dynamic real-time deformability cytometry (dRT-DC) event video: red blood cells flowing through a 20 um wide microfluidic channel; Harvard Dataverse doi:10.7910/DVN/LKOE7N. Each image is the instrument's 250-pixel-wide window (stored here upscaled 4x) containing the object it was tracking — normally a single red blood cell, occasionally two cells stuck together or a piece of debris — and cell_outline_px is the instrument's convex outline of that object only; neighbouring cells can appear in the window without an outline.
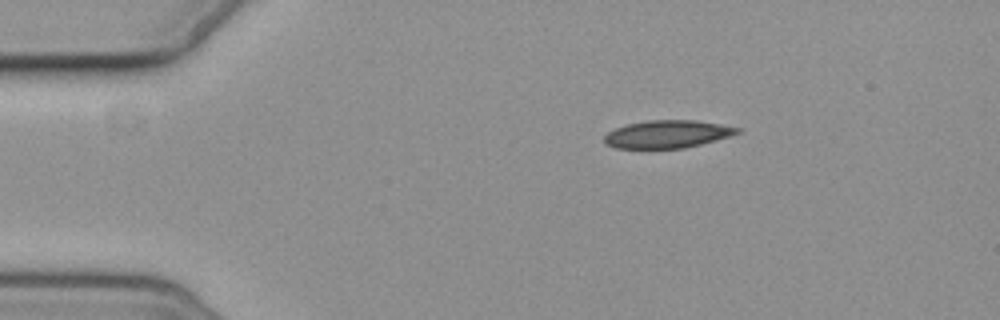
{"species": "common noctule bat (a hibernating species)", "species_latin": "Nyctalus noctula", "temperature_condition": "cold", "stored_images_in_passage": 6, "camera_frame_rate_fps": 3000, "um_per_image_px": 0.085, "animal": {"sex": "female", "body_mass_g": 19.3, "forearm_length_mm": 54.1}, "frame": {"image": 1, "passage_image": 1, "time_ms": 0.0, "image_size_px": [1000, 320], "cell_outline_px": [[740, 132], [728, 136], [700, 144], [684, 148], [616, 148], [604, 144], [604, 136], [608, 132], [616, 128], [628, 124], [648, 120], [696, 120], [740, 128]], "centroid_in_image_um": [56.68, 11.4], "position_along_channel_um": 28.3, "area_um2": 21.21}}
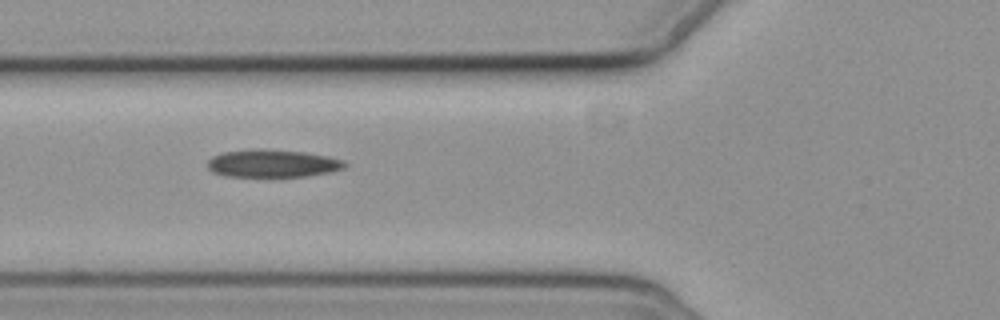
{"frame": {"image": 2, "passage_image": 4, "time_ms": 3.667, "image_size_px": [1000, 320], "cell_outline_px": [[348, 164], [344, 168], [332, 172], [304, 176], [224, 176], [212, 172], [208, 168], [208, 160], [212, 156], [224, 152], [252, 148], [264, 148], [304, 152], [328, 156], [344, 160]], "centroid_in_image_um": [23.17, 13.88], "position_along_channel_um": 102.6, "area_um2": 22.37}}
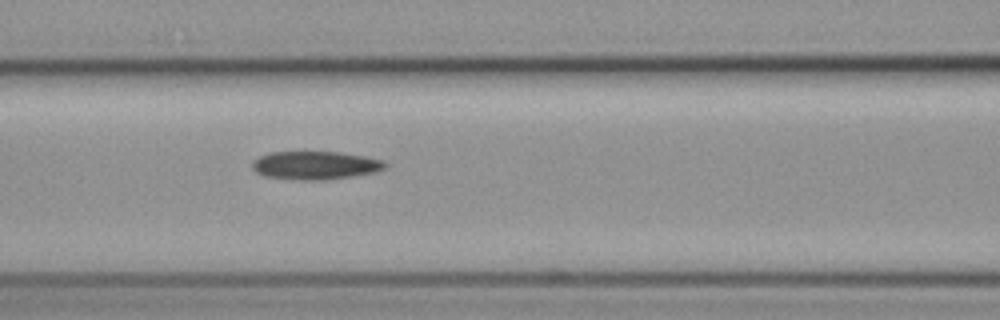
{"frame": {"image": 3, "passage_image": 5, "time_ms": 4.667, "image_size_px": [1000, 320], "cell_outline_px": [[388, 168], [376, 172], [320, 180], [300, 180], [264, 176], [256, 172], [252, 168], [252, 160], [260, 156], [272, 152], [340, 152], [368, 156], [384, 160], [388, 164]], "centroid_in_image_um": [26.84, 14.04], "position_along_channel_um": 139.8, "area_um2": 21.96}}